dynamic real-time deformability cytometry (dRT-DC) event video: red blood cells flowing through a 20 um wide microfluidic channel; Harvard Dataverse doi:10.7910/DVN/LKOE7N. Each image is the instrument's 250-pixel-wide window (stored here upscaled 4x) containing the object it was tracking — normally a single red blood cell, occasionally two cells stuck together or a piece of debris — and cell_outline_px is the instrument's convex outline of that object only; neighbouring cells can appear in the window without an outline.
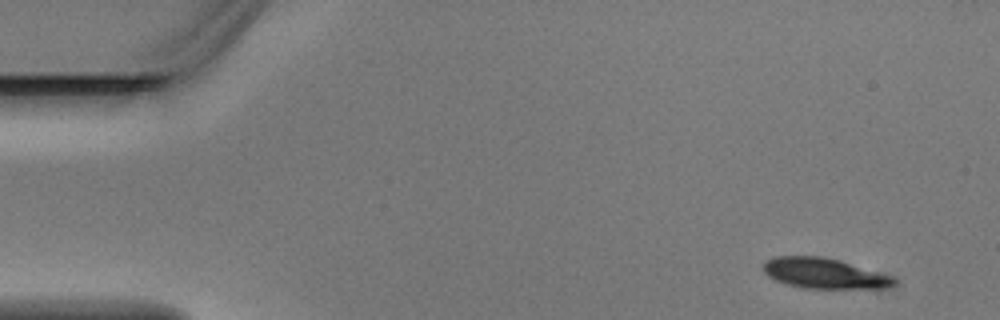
{"species": "Egyptian fruit bat (a non-hibernating species)", "species_latin": "Rousettus aegyptiacus", "temperature_condition": "warm", "stored_images_in_passage": 4, "segment_of_instrument_passage": [1, 2], "camera_frame_rate_fps": 3000, "um_per_image_px": 0.085, "animal": {"sex": "male"}, "frame": {"image": 1, "passage_image": 1, "time_ms": 0.0, "image_size_px": [1000, 320], "cell_outline_px": [[896, 284], [888, 288], [804, 288], [788, 284], [776, 280], [768, 276], [764, 272], [764, 260], [776, 256], [824, 256], [840, 260], [888, 276], [896, 280]], "centroid_in_image_um": [70.0, 23.23], "position_along_channel_um": 15.0, "area_um2": 22.83}}
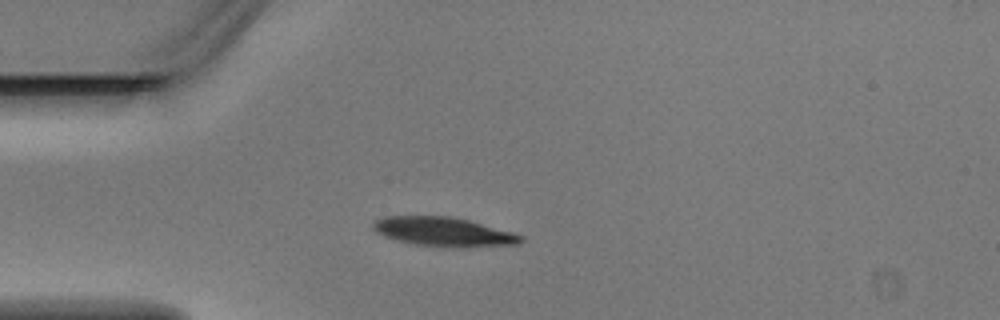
{"frame": {"image": 2, "passage_image": 3, "time_ms": 0.667, "image_size_px": [1000, 320], "cell_outline_px": [[524, 240], [520, 244], [416, 244], [396, 240], [384, 236], [376, 232], [372, 228], [372, 224], [376, 220], [384, 216], [452, 216], [468, 220], [512, 232], [524, 236]], "centroid_in_image_um": [37.61, 19.63], "position_along_channel_um": 47.4, "area_um2": 23.64}}